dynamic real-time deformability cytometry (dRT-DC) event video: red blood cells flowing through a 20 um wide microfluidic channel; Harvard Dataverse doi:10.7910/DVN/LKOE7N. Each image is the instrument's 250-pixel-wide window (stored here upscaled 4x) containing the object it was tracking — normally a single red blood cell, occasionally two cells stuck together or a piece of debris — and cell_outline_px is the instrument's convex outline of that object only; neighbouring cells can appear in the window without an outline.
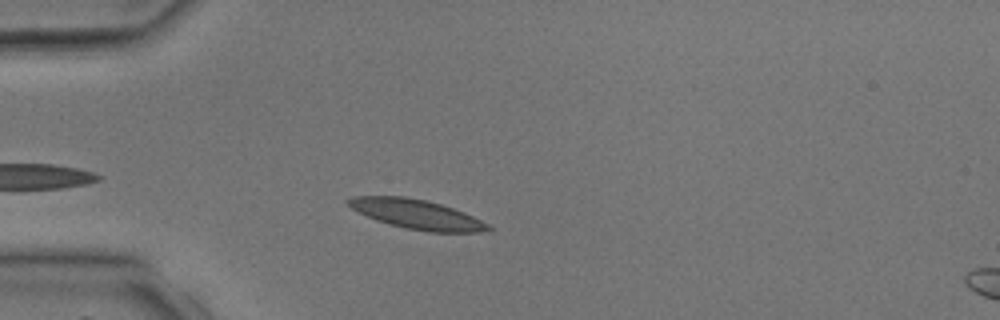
{"species": "common noctule bat (a hibernating species)", "species_latin": "Nyctalus noctula", "temperature_condition": "room temperature", "stored_images_in_passage": 2, "camera_frame_rate_fps": 3000, "um_per_image_px": 0.085, "animal": {"sex": "male", "body_mass_g": 17.9, "forearm_length_mm": 54.2}, "frame": {"image": 1, "passage_image": 2, "time_ms": 1.333, "image_size_px": [1000, 320], "cell_outline_px": [[492, 228], [480, 232], [428, 232], [404, 228], [376, 220], [352, 208], [344, 200], [352, 196], [404, 196], [424, 200], [440, 204], [464, 212], [488, 224]], "centroid_in_image_um": [35.39, 18.21], "position_along_channel_um": 49.6, "area_um2": 23.76}}